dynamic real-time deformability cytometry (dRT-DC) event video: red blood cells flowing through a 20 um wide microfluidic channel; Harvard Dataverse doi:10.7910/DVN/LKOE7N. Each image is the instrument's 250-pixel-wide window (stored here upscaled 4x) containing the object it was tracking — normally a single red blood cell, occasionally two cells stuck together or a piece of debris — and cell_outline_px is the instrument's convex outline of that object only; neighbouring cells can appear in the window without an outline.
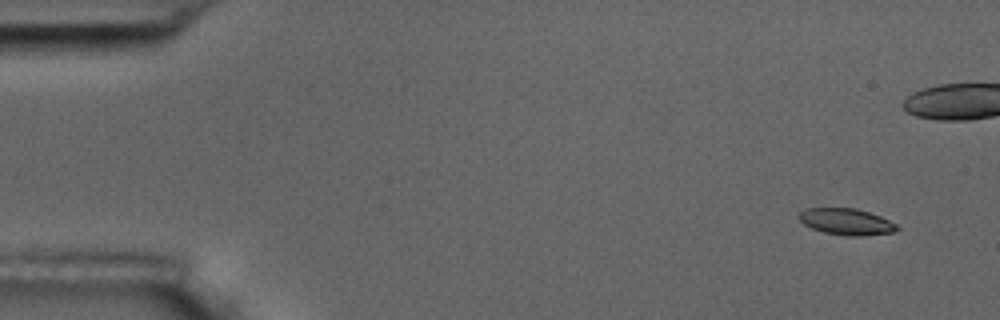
{"species": "common noctule bat (a hibernating species)", "species_latin": "Nyctalus noctula", "temperature_condition": "room temperature", "stored_images_in_passage": 6, "camera_frame_rate_fps": 3000, "um_per_image_px": 0.085, "animal": {"sex": "male", "body_mass_g": 17.5, "forearm_length_mm": 52.3}, "frame": {"image": 1, "passage_image": 1, "time_ms": 0.0, "image_size_px": [1000, 320], "cell_outline_px": [[900, 228], [892, 232], [860, 236], [848, 236], [824, 232], [812, 228], [804, 224], [800, 220], [800, 212], [808, 208], [856, 208], [880, 216], [896, 224]], "centroid_in_image_um": [71.95, 18.84], "position_along_channel_um": 13.0, "area_um2": 14.85}}